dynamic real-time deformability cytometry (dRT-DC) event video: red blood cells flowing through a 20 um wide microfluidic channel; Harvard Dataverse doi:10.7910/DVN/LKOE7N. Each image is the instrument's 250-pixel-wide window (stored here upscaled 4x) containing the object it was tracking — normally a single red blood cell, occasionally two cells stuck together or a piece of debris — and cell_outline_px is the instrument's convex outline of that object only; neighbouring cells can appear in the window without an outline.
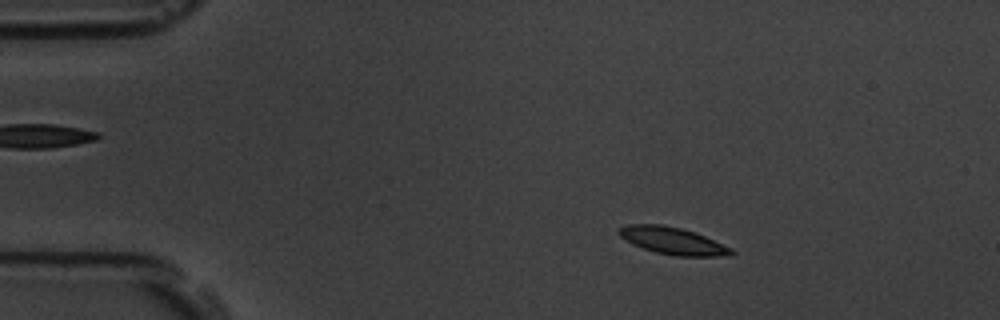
{"species": "common noctule bat (a hibernating species)", "species_latin": "Nyctalus noctula", "temperature_condition": "room temperature", "stored_images_in_passage": 4, "camera_frame_rate_fps": 3000, "um_per_image_px": 0.085, "animal": {"sex": "male", "body_mass_g": 19.5, "forearm_length_mm": 54.6}, "frame": {"image": 1, "passage_image": 2, "time_ms": 1.333, "image_size_px": [1000, 320], "cell_outline_px": [[736, 252], [732, 256], [676, 256], [656, 252], [632, 244], [620, 236], [616, 232], [620, 228], [628, 224], [664, 224], [696, 232], [732, 248]], "centroid_in_image_um": [57.21, 20.47], "position_along_channel_um": 27.8, "area_um2": 17.86}}